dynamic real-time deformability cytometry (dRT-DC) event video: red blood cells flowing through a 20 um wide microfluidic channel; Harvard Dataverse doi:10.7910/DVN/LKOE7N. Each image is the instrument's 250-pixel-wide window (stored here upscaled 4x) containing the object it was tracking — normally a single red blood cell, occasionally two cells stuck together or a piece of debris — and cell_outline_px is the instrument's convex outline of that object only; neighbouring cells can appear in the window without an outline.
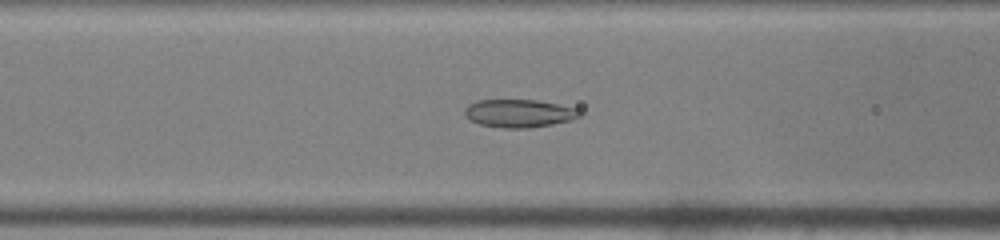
{"species": "common noctule bat (a hibernating species)", "species_latin": "Nyctalus noctula", "temperature_condition": "warm", "stored_images_in_passage": 48, "camera_frame_rate_fps": 3000, "um_per_image_px": 0.085, "animal": {"sex": "male", "body_mass_g": 19.0, "forearm_length_mm": 50.8}, "frame": {"image": 1, "passage_image": 19, "time_ms": 6.0, "image_size_px": [1000, 240], "cell_outline_px": [[580, 116], [572, 120], [552, 124], [528, 128], [504, 128], [480, 124], [472, 120], [464, 112], [468, 104], [476, 100], [536, 100], [576, 108], [580, 112]], "centroid_in_image_um": [44.13, 9.63], "position_along_channel_um": 122.5, "area_um2": 18.5}}
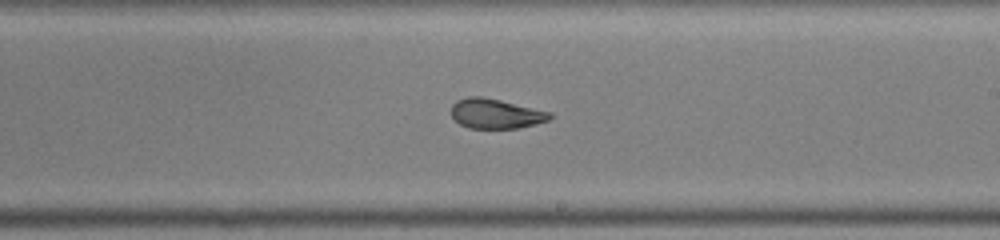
{"frame": {"image": 2, "passage_image": 28, "time_ms": 9.0, "image_size_px": [1000, 240], "cell_outline_px": [[552, 116], [548, 120], [516, 128], [468, 128], [460, 124], [452, 116], [452, 104], [456, 100], [468, 96], [480, 96], [500, 100], [552, 112]], "centroid_in_image_um": [42.11, 9.65], "position_along_channel_um": 246.9, "area_um2": 16.94}}
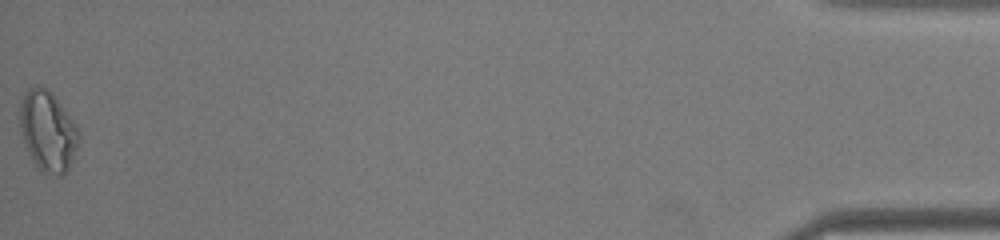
{"frame": {"image": 3, "passage_image": 48, "time_ms": 15.667, "image_size_px": [1000, 240], "cell_outline_px": [[76, 148], [68, 168], [64, 172], [40, 172], [36, 168], [28, 152], [20, 132], [20, 100], [24, 92], [28, 88], [36, 84], [44, 88], [56, 100], [72, 120], [76, 128]], "centroid_in_image_um": [3.97, 11.12], "position_along_channel_um": 431.2, "area_um2": 26.47}, "authors_computed_cell_mechanics": {"area_um2": 19.5075, "velocity_mm_per_s": 4.1619, "shape_relaxation_time_tau1_ms": null, "shape_relaxation_time_tau2_ms": 1.2524, "deformation_change_tau1": null, "deformation_change_tau2": 0.0756}}